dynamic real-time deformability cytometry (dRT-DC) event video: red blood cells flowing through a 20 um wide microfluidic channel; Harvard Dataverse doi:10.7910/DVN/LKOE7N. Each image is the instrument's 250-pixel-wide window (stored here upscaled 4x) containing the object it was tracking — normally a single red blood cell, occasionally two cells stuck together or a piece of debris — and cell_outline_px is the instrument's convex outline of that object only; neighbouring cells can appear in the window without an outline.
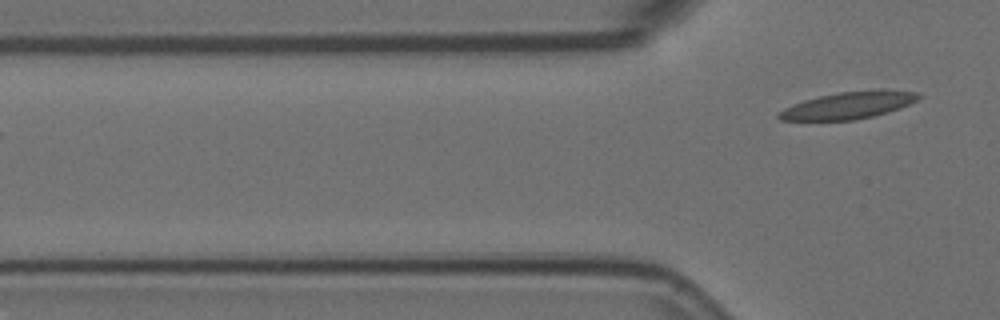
{"species": "Egyptian fruit bat (a non-hibernating species)", "species_latin": "Rousettus aegyptiacus", "temperature_condition": "room temperature", "stored_images_in_passage": 5, "segment_of_instrument_passage": [2, 2], "camera_frame_rate_fps": 3000, "um_per_image_px": 0.085, "animal": {"sex": "female"}, "frame": {"image": 1, "passage_image": 5, "time_ms": 1.333, "image_size_px": [1000, 320], "cell_outline_px": [[920, 96], [916, 100], [900, 108], [888, 112], [872, 116], [852, 120], [780, 120], [776, 116], [776, 112], [784, 108], [804, 100], [820, 96], [840, 92], [916, 92]], "centroid_in_image_um": [71.97, 9.0], "position_along_channel_um": 53.8, "area_um2": 20.92}}